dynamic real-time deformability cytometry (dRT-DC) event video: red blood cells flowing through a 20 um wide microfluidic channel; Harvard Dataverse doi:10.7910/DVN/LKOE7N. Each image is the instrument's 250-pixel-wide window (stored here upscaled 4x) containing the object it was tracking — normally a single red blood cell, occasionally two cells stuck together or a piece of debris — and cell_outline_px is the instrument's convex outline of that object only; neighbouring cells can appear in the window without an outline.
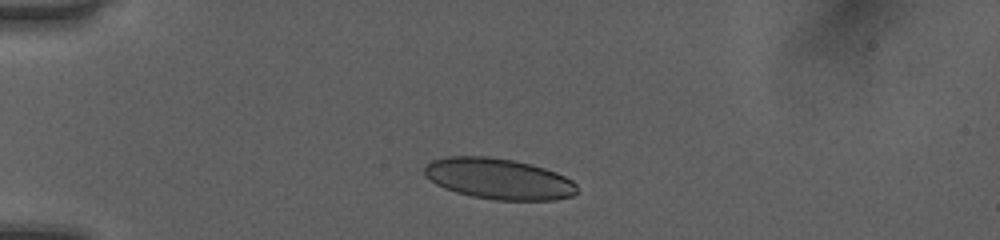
{"species": "human", "species_latin": "Homo sapiens", "temperature_condition": "room temperature", "stored_images_in_passage": 39, "camera_frame_rate_fps": 3000, "um_per_image_px": 0.085, "donor": {"sex": "female"}, "frame": {"image": 1, "passage_image": 1, "time_ms": 0.0, "image_size_px": [1000, 240], "cell_outline_px": [[580, 192], [572, 196], [552, 200], [496, 200], [472, 196], [456, 192], [444, 188], [436, 184], [424, 176], [424, 168], [432, 160], [448, 156], [488, 156], [512, 160], [532, 164], [556, 172], [572, 180], [576, 184]], "centroid_in_image_um": [42.4, 15.2], "position_along_channel_um": 42.6, "area_um2": 36.53}}
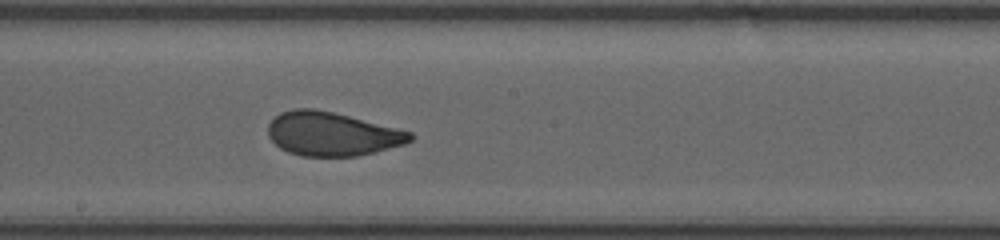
{"frame": {"image": 2, "passage_image": 17, "time_ms": 5.333, "image_size_px": [1000, 240], "cell_outline_px": [[416, 136], [412, 140], [404, 144], [356, 156], [300, 156], [288, 152], [280, 148], [268, 136], [268, 124], [280, 112], [292, 108], [316, 108], [412, 132]], "centroid_in_image_um": [28.19, 11.38], "position_along_channel_um": 220.0, "area_um2": 36.07}}
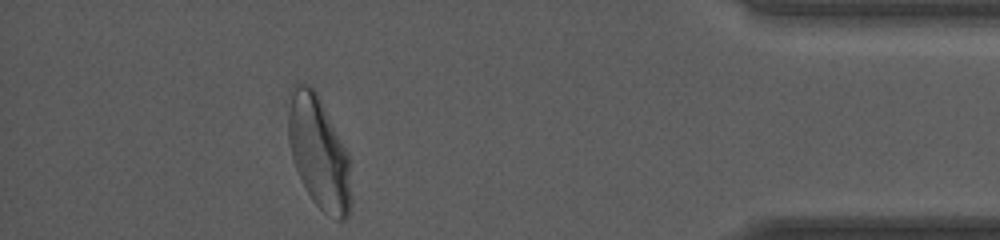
{"frame": {"image": 3, "passage_image": 34, "time_ms": 11.0, "image_size_px": [1000, 240], "cell_outline_px": [[352, 200], [348, 216], [344, 220], [336, 220], [324, 212], [312, 200], [296, 168], [292, 156], [288, 140], [288, 92], [292, 84], [308, 84], [316, 92], [324, 104], [348, 156]], "centroid_in_image_um": [27.08, 12.94], "position_along_channel_um": 408.1, "area_um2": 41.15}, "authors_computed_cell_mechanics": {"area_um2": 36.8764, "velocity_mm_per_s": 4.0556, "shape_relaxation_time_tau1_ms": 4.2918, "shape_relaxation_time_tau2_ms": 0.6477, "deformation_change_tau1": 0.1541, "deformation_change_tau2": 0.0672}}